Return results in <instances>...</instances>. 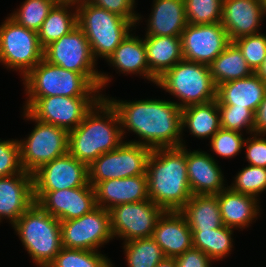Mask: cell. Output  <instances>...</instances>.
<instances>
[{
	"label": "cell",
	"instance_id": "1",
	"mask_svg": "<svg viewBox=\"0 0 266 267\" xmlns=\"http://www.w3.org/2000/svg\"><path fill=\"white\" fill-rule=\"evenodd\" d=\"M103 97L118 114L123 139L127 137L126 133L134 132L138 140L128 142L145 145L152 150L186 147L182 136V109L173 100L146 98L128 101L107 95Z\"/></svg>",
	"mask_w": 266,
	"mask_h": 267
},
{
	"label": "cell",
	"instance_id": "2",
	"mask_svg": "<svg viewBox=\"0 0 266 267\" xmlns=\"http://www.w3.org/2000/svg\"><path fill=\"white\" fill-rule=\"evenodd\" d=\"M146 174L149 199L164 211H180L193 195L184 146L153 149Z\"/></svg>",
	"mask_w": 266,
	"mask_h": 267
},
{
	"label": "cell",
	"instance_id": "3",
	"mask_svg": "<svg viewBox=\"0 0 266 267\" xmlns=\"http://www.w3.org/2000/svg\"><path fill=\"white\" fill-rule=\"evenodd\" d=\"M124 140L116 110L102 97L83 121L69 132L68 152L89 166Z\"/></svg>",
	"mask_w": 266,
	"mask_h": 267
},
{
	"label": "cell",
	"instance_id": "4",
	"mask_svg": "<svg viewBox=\"0 0 266 267\" xmlns=\"http://www.w3.org/2000/svg\"><path fill=\"white\" fill-rule=\"evenodd\" d=\"M101 75H82L42 59L23 79L26 97H103Z\"/></svg>",
	"mask_w": 266,
	"mask_h": 267
},
{
	"label": "cell",
	"instance_id": "5",
	"mask_svg": "<svg viewBox=\"0 0 266 267\" xmlns=\"http://www.w3.org/2000/svg\"><path fill=\"white\" fill-rule=\"evenodd\" d=\"M11 227L37 267H48L63 248L60 221L37 202Z\"/></svg>",
	"mask_w": 266,
	"mask_h": 267
},
{
	"label": "cell",
	"instance_id": "6",
	"mask_svg": "<svg viewBox=\"0 0 266 267\" xmlns=\"http://www.w3.org/2000/svg\"><path fill=\"white\" fill-rule=\"evenodd\" d=\"M76 6L78 26L89 41L96 61L101 58L106 61L128 34L138 26L137 22H130L86 0H76Z\"/></svg>",
	"mask_w": 266,
	"mask_h": 267
},
{
	"label": "cell",
	"instance_id": "7",
	"mask_svg": "<svg viewBox=\"0 0 266 267\" xmlns=\"http://www.w3.org/2000/svg\"><path fill=\"white\" fill-rule=\"evenodd\" d=\"M156 86L171 94L181 109L216 99L209 65L182 60L158 78Z\"/></svg>",
	"mask_w": 266,
	"mask_h": 267
},
{
	"label": "cell",
	"instance_id": "8",
	"mask_svg": "<svg viewBox=\"0 0 266 267\" xmlns=\"http://www.w3.org/2000/svg\"><path fill=\"white\" fill-rule=\"evenodd\" d=\"M24 120L35 126L24 139H18L20 161L25 172L33 174L42 165L68 153L69 132L52 124L35 119L23 109Z\"/></svg>",
	"mask_w": 266,
	"mask_h": 267
},
{
	"label": "cell",
	"instance_id": "9",
	"mask_svg": "<svg viewBox=\"0 0 266 267\" xmlns=\"http://www.w3.org/2000/svg\"><path fill=\"white\" fill-rule=\"evenodd\" d=\"M37 31L23 27L10 16L0 25V64L18 71L23 79L43 59Z\"/></svg>",
	"mask_w": 266,
	"mask_h": 267
},
{
	"label": "cell",
	"instance_id": "10",
	"mask_svg": "<svg viewBox=\"0 0 266 267\" xmlns=\"http://www.w3.org/2000/svg\"><path fill=\"white\" fill-rule=\"evenodd\" d=\"M43 59L52 65L82 75H101V93L106 89L104 87L113 80L111 75L108 76L105 72H98L96 68L98 64L93 57L89 41L79 26L46 46L43 50Z\"/></svg>",
	"mask_w": 266,
	"mask_h": 267
},
{
	"label": "cell",
	"instance_id": "11",
	"mask_svg": "<svg viewBox=\"0 0 266 267\" xmlns=\"http://www.w3.org/2000/svg\"><path fill=\"white\" fill-rule=\"evenodd\" d=\"M152 149L124 140L116 149L100 155L88 166V182H99L144 175Z\"/></svg>",
	"mask_w": 266,
	"mask_h": 267
},
{
	"label": "cell",
	"instance_id": "12",
	"mask_svg": "<svg viewBox=\"0 0 266 267\" xmlns=\"http://www.w3.org/2000/svg\"><path fill=\"white\" fill-rule=\"evenodd\" d=\"M102 97H26L23 109L35 119L70 132Z\"/></svg>",
	"mask_w": 266,
	"mask_h": 267
},
{
	"label": "cell",
	"instance_id": "13",
	"mask_svg": "<svg viewBox=\"0 0 266 267\" xmlns=\"http://www.w3.org/2000/svg\"><path fill=\"white\" fill-rule=\"evenodd\" d=\"M62 246L99 251L113 240L109 211L96 207L79 218L60 222Z\"/></svg>",
	"mask_w": 266,
	"mask_h": 267
},
{
	"label": "cell",
	"instance_id": "14",
	"mask_svg": "<svg viewBox=\"0 0 266 267\" xmlns=\"http://www.w3.org/2000/svg\"><path fill=\"white\" fill-rule=\"evenodd\" d=\"M163 212L164 210L150 199L113 207L109 210L113 239L120 238L128 242L151 237L157 220Z\"/></svg>",
	"mask_w": 266,
	"mask_h": 267
},
{
	"label": "cell",
	"instance_id": "15",
	"mask_svg": "<svg viewBox=\"0 0 266 267\" xmlns=\"http://www.w3.org/2000/svg\"><path fill=\"white\" fill-rule=\"evenodd\" d=\"M231 43L226 29L218 23L187 24L181 34L183 59L210 65Z\"/></svg>",
	"mask_w": 266,
	"mask_h": 267
},
{
	"label": "cell",
	"instance_id": "16",
	"mask_svg": "<svg viewBox=\"0 0 266 267\" xmlns=\"http://www.w3.org/2000/svg\"><path fill=\"white\" fill-rule=\"evenodd\" d=\"M34 200L60 222L79 218L97 207L95 190L89 182L70 189L34 191Z\"/></svg>",
	"mask_w": 266,
	"mask_h": 267
},
{
	"label": "cell",
	"instance_id": "17",
	"mask_svg": "<svg viewBox=\"0 0 266 267\" xmlns=\"http://www.w3.org/2000/svg\"><path fill=\"white\" fill-rule=\"evenodd\" d=\"M88 166L69 152L42 165L33 173L34 191H56L85 186Z\"/></svg>",
	"mask_w": 266,
	"mask_h": 267
},
{
	"label": "cell",
	"instance_id": "18",
	"mask_svg": "<svg viewBox=\"0 0 266 267\" xmlns=\"http://www.w3.org/2000/svg\"><path fill=\"white\" fill-rule=\"evenodd\" d=\"M186 146V164L189 186L193 195H216L228 184L213 154L206 151L193 150ZM189 150V151H188ZM226 185V186H225Z\"/></svg>",
	"mask_w": 266,
	"mask_h": 267
},
{
	"label": "cell",
	"instance_id": "19",
	"mask_svg": "<svg viewBox=\"0 0 266 267\" xmlns=\"http://www.w3.org/2000/svg\"><path fill=\"white\" fill-rule=\"evenodd\" d=\"M33 174L24 170L16 175L0 178V220L12 226L33 205Z\"/></svg>",
	"mask_w": 266,
	"mask_h": 267
},
{
	"label": "cell",
	"instance_id": "20",
	"mask_svg": "<svg viewBox=\"0 0 266 267\" xmlns=\"http://www.w3.org/2000/svg\"><path fill=\"white\" fill-rule=\"evenodd\" d=\"M265 18L262 0H223L221 25L229 40L260 33Z\"/></svg>",
	"mask_w": 266,
	"mask_h": 267
},
{
	"label": "cell",
	"instance_id": "21",
	"mask_svg": "<svg viewBox=\"0 0 266 267\" xmlns=\"http://www.w3.org/2000/svg\"><path fill=\"white\" fill-rule=\"evenodd\" d=\"M94 190L96 206L107 211L121 204L149 200L147 174L105 180Z\"/></svg>",
	"mask_w": 266,
	"mask_h": 267
},
{
	"label": "cell",
	"instance_id": "22",
	"mask_svg": "<svg viewBox=\"0 0 266 267\" xmlns=\"http://www.w3.org/2000/svg\"><path fill=\"white\" fill-rule=\"evenodd\" d=\"M151 237L168 258L177 257L193 247L192 231L180 211H164Z\"/></svg>",
	"mask_w": 266,
	"mask_h": 267
},
{
	"label": "cell",
	"instance_id": "23",
	"mask_svg": "<svg viewBox=\"0 0 266 267\" xmlns=\"http://www.w3.org/2000/svg\"><path fill=\"white\" fill-rule=\"evenodd\" d=\"M217 199L224 226L235 230L251 227L262 213L260 199L233 191L228 186L217 194Z\"/></svg>",
	"mask_w": 266,
	"mask_h": 267
},
{
	"label": "cell",
	"instance_id": "24",
	"mask_svg": "<svg viewBox=\"0 0 266 267\" xmlns=\"http://www.w3.org/2000/svg\"><path fill=\"white\" fill-rule=\"evenodd\" d=\"M145 36L181 37L187 25L184 0H153Z\"/></svg>",
	"mask_w": 266,
	"mask_h": 267
},
{
	"label": "cell",
	"instance_id": "25",
	"mask_svg": "<svg viewBox=\"0 0 266 267\" xmlns=\"http://www.w3.org/2000/svg\"><path fill=\"white\" fill-rule=\"evenodd\" d=\"M266 95V82L257 73L251 76L231 80L217 86L218 105H236L248 108L254 113Z\"/></svg>",
	"mask_w": 266,
	"mask_h": 267
},
{
	"label": "cell",
	"instance_id": "26",
	"mask_svg": "<svg viewBox=\"0 0 266 267\" xmlns=\"http://www.w3.org/2000/svg\"><path fill=\"white\" fill-rule=\"evenodd\" d=\"M149 81L157 83L167 70L183 60L181 37L145 36Z\"/></svg>",
	"mask_w": 266,
	"mask_h": 267
},
{
	"label": "cell",
	"instance_id": "27",
	"mask_svg": "<svg viewBox=\"0 0 266 267\" xmlns=\"http://www.w3.org/2000/svg\"><path fill=\"white\" fill-rule=\"evenodd\" d=\"M131 31L106 60L117 74L142 76L149 81L146 46L143 38Z\"/></svg>",
	"mask_w": 266,
	"mask_h": 267
},
{
	"label": "cell",
	"instance_id": "28",
	"mask_svg": "<svg viewBox=\"0 0 266 267\" xmlns=\"http://www.w3.org/2000/svg\"><path fill=\"white\" fill-rule=\"evenodd\" d=\"M181 124L182 136L183 131L188 129L193 137L210 140L221 128L217 100L183 108Z\"/></svg>",
	"mask_w": 266,
	"mask_h": 267
},
{
	"label": "cell",
	"instance_id": "29",
	"mask_svg": "<svg viewBox=\"0 0 266 267\" xmlns=\"http://www.w3.org/2000/svg\"><path fill=\"white\" fill-rule=\"evenodd\" d=\"M77 26L76 0H60L37 31L41 47L44 49L50 43L70 33Z\"/></svg>",
	"mask_w": 266,
	"mask_h": 267
},
{
	"label": "cell",
	"instance_id": "30",
	"mask_svg": "<svg viewBox=\"0 0 266 267\" xmlns=\"http://www.w3.org/2000/svg\"><path fill=\"white\" fill-rule=\"evenodd\" d=\"M180 212L191 230H212L224 225L217 194L192 195Z\"/></svg>",
	"mask_w": 266,
	"mask_h": 267
},
{
	"label": "cell",
	"instance_id": "31",
	"mask_svg": "<svg viewBox=\"0 0 266 267\" xmlns=\"http://www.w3.org/2000/svg\"><path fill=\"white\" fill-rule=\"evenodd\" d=\"M209 69L216 87L231 80L249 77L254 73L233 42L209 65Z\"/></svg>",
	"mask_w": 266,
	"mask_h": 267
},
{
	"label": "cell",
	"instance_id": "32",
	"mask_svg": "<svg viewBox=\"0 0 266 267\" xmlns=\"http://www.w3.org/2000/svg\"><path fill=\"white\" fill-rule=\"evenodd\" d=\"M234 230L224 225L212 230H191L193 247L201 250L214 262L223 261L233 252Z\"/></svg>",
	"mask_w": 266,
	"mask_h": 267
},
{
	"label": "cell",
	"instance_id": "33",
	"mask_svg": "<svg viewBox=\"0 0 266 267\" xmlns=\"http://www.w3.org/2000/svg\"><path fill=\"white\" fill-rule=\"evenodd\" d=\"M122 245L127 267H156L166 258L152 237L123 242Z\"/></svg>",
	"mask_w": 266,
	"mask_h": 267
},
{
	"label": "cell",
	"instance_id": "34",
	"mask_svg": "<svg viewBox=\"0 0 266 267\" xmlns=\"http://www.w3.org/2000/svg\"><path fill=\"white\" fill-rule=\"evenodd\" d=\"M100 252L63 247L48 267H115L110 258Z\"/></svg>",
	"mask_w": 266,
	"mask_h": 267
},
{
	"label": "cell",
	"instance_id": "35",
	"mask_svg": "<svg viewBox=\"0 0 266 267\" xmlns=\"http://www.w3.org/2000/svg\"><path fill=\"white\" fill-rule=\"evenodd\" d=\"M60 0H25L9 16L25 28L38 31L52 8Z\"/></svg>",
	"mask_w": 266,
	"mask_h": 267
},
{
	"label": "cell",
	"instance_id": "36",
	"mask_svg": "<svg viewBox=\"0 0 266 267\" xmlns=\"http://www.w3.org/2000/svg\"><path fill=\"white\" fill-rule=\"evenodd\" d=\"M228 187L238 193L260 199V194L266 191V168L247 165L238 171Z\"/></svg>",
	"mask_w": 266,
	"mask_h": 267
},
{
	"label": "cell",
	"instance_id": "37",
	"mask_svg": "<svg viewBox=\"0 0 266 267\" xmlns=\"http://www.w3.org/2000/svg\"><path fill=\"white\" fill-rule=\"evenodd\" d=\"M187 24L201 25L221 22L223 0H184Z\"/></svg>",
	"mask_w": 266,
	"mask_h": 267
},
{
	"label": "cell",
	"instance_id": "38",
	"mask_svg": "<svg viewBox=\"0 0 266 267\" xmlns=\"http://www.w3.org/2000/svg\"><path fill=\"white\" fill-rule=\"evenodd\" d=\"M218 108L221 128L242 134L245 130L248 135L255 133V113L252 110L236 105H218Z\"/></svg>",
	"mask_w": 266,
	"mask_h": 267
},
{
	"label": "cell",
	"instance_id": "39",
	"mask_svg": "<svg viewBox=\"0 0 266 267\" xmlns=\"http://www.w3.org/2000/svg\"><path fill=\"white\" fill-rule=\"evenodd\" d=\"M233 43L239 48L254 73L261 67L266 56V34L258 33L237 38Z\"/></svg>",
	"mask_w": 266,
	"mask_h": 267
},
{
	"label": "cell",
	"instance_id": "40",
	"mask_svg": "<svg viewBox=\"0 0 266 267\" xmlns=\"http://www.w3.org/2000/svg\"><path fill=\"white\" fill-rule=\"evenodd\" d=\"M245 137L242 133L220 128L210 139V151L225 159L235 158L244 148Z\"/></svg>",
	"mask_w": 266,
	"mask_h": 267
},
{
	"label": "cell",
	"instance_id": "41",
	"mask_svg": "<svg viewBox=\"0 0 266 267\" xmlns=\"http://www.w3.org/2000/svg\"><path fill=\"white\" fill-rule=\"evenodd\" d=\"M22 171L18 139H0V178L13 176Z\"/></svg>",
	"mask_w": 266,
	"mask_h": 267
},
{
	"label": "cell",
	"instance_id": "42",
	"mask_svg": "<svg viewBox=\"0 0 266 267\" xmlns=\"http://www.w3.org/2000/svg\"><path fill=\"white\" fill-rule=\"evenodd\" d=\"M102 9H106L109 12L120 15L121 17L129 20L130 22H137L139 25L140 21L144 18L136 12V0H86Z\"/></svg>",
	"mask_w": 266,
	"mask_h": 267
},
{
	"label": "cell",
	"instance_id": "43",
	"mask_svg": "<svg viewBox=\"0 0 266 267\" xmlns=\"http://www.w3.org/2000/svg\"><path fill=\"white\" fill-rule=\"evenodd\" d=\"M265 136V134L253 133L245 139L243 149H245L246 152L244 158L248 162V165L266 168Z\"/></svg>",
	"mask_w": 266,
	"mask_h": 267
},
{
	"label": "cell",
	"instance_id": "44",
	"mask_svg": "<svg viewBox=\"0 0 266 267\" xmlns=\"http://www.w3.org/2000/svg\"><path fill=\"white\" fill-rule=\"evenodd\" d=\"M177 267H212V262L201 250L192 247L185 253L174 257Z\"/></svg>",
	"mask_w": 266,
	"mask_h": 267
},
{
	"label": "cell",
	"instance_id": "45",
	"mask_svg": "<svg viewBox=\"0 0 266 267\" xmlns=\"http://www.w3.org/2000/svg\"><path fill=\"white\" fill-rule=\"evenodd\" d=\"M255 133L266 135V95L255 113Z\"/></svg>",
	"mask_w": 266,
	"mask_h": 267
},
{
	"label": "cell",
	"instance_id": "46",
	"mask_svg": "<svg viewBox=\"0 0 266 267\" xmlns=\"http://www.w3.org/2000/svg\"><path fill=\"white\" fill-rule=\"evenodd\" d=\"M156 267H177L174 258H164Z\"/></svg>",
	"mask_w": 266,
	"mask_h": 267
},
{
	"label": "cell",
	"instance_id": "47",
	"mask_svg": "<svg viewBox=\"0 0 266 267\" xmlns=\"http://www.w3.org/2000/svg\"><path fill=\"white\" fill-rule=\"evenodd\" d=\"M256 73L259 75L261 79H263L266 82V56L261 67L258 69Z\"/></svg>",
	"mask_w": 266,
	"mask_h": 267
},
{
	"label": "cell",
	"instance_id": "48",
	"mask_svg": "<svg viewBox=\"0 0 266 267\" xmlns=\"http://www.w3.org/2000/svg\"><path fill=\"white\" fill-rule=\"evenodd\" d=\"M262 4H263V12L266 17V0H262Z\"/></svg>",
	"mask_w": 266,
	"mask_h": 267
}]
</instances>
